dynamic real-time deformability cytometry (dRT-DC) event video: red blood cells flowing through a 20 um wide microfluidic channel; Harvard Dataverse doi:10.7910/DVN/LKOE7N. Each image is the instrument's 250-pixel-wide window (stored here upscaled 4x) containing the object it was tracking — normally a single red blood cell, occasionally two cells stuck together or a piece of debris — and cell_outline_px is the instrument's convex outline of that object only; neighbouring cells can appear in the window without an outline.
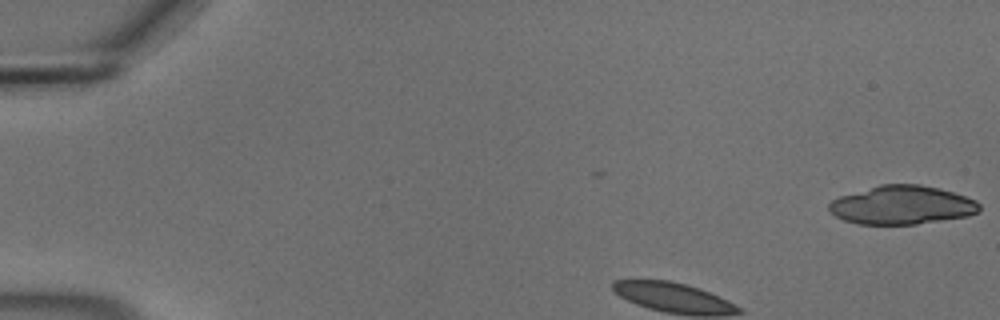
{"species": "common noctule bat (a hibernating species)", "species_latin": "Nyctalus noctula", "temperature_condition": "cold", "stored_images_in_passage": 2, "camera_frame_rate_fps": 3000, "um_per_image_px": 0.085, "animal": {"sex": "male", "body_mass_g": 18.8}, "frame": {"image": 1, "passage_image": 2, "time_ms": 0.333, "image_size_px": [1000, 320], "cell_outline_px": [[980, 212], [968, 216], [916, 224], [860, 224], [844, 220], [836, 216], [828, 208], [828, 204], [832, 200], [840, 196], [880, 184], [920, 184], [940, 188], [976, 200], [980, 204]], "centroid_in_image_um": [76.69, 17.42], "position_along_channel_um": 8.3, "area_um2": 33.81}}